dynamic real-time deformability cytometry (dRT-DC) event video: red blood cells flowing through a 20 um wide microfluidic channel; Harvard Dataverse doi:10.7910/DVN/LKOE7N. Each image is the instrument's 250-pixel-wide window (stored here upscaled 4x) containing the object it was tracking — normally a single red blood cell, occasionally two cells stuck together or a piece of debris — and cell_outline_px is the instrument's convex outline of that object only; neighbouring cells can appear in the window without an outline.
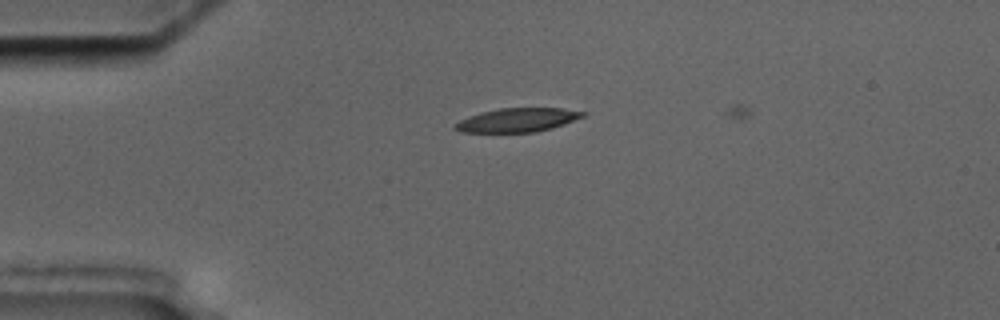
{"species": "common noctule bat (a hibernating species)", "species_latin": "Nyctalus noctula", "temperature_condition": "cold", "stored_images_in_passage": 54, "camera_frame_rate_fps": 3000, "um_per_image_px": 0.085, "animal": {"sex": "male", "body_mass_g": 17.5, "forearm_length_mm": 52.3}, "frame": {"image": 1, "passage_image": 11, "time_ms": 3.333, "image_size_px": [1000, 320], "cell_outline_px": [[588, 112], [584, 116], [564, 124], [552, 128], [536, 132], [460, 132], [452, 128], [452, 124], [468, 116], [480, 112], [500, 108], [564, 108]], "centroid_in_image_um": [43.96, 10.2], "position_along_channel_um": 41.0, "area_um2": 17.92}}
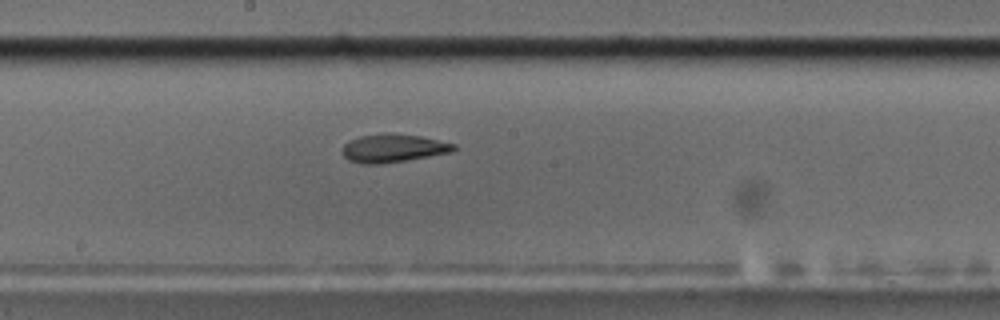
{"frame": {"image": 2, "passage_image": 28, "time_ms": 9.0, "image_size_px": [1000, 320], "cell_outline_px": [[456, 148], [452, 152], [380, 164], [364, 164], [348, 160], [340, 152], [340, 148], [348, 140], [360, 136], [384, 132], [420, 136], [456, 144]], "centroid_in_image_um": [33.35, 12.58], "position_along_channel_um": 214.8, "area_um2": 18.44}}
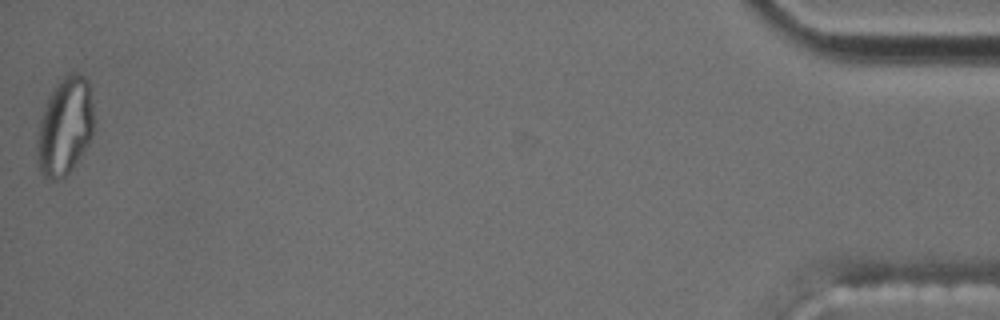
{"frame": {"image": 3, "passage_image": 54, "time_ms": 17.667, "image_size_px": [1000, 320], "cell_outline_px": [[96, 120], [92, 136], [88, 144], [72, 168], [64, 176], [52, 180], [44, 176], [40, 172], [40, 120], [48, 100], [52, 92], [60, 80], [68, 72], [76, 72], [84, 76], [88, 80]], "centroid_in_image_um": [5.61, 10.68], "position_along_channel_um": 429.6, "area_um2": 31.5}, "authors_computed_cell_mechanics": {"area_um2": 18.3226, "velocity_mm_per_s": 3.5479, "shape_relaxation_time_tau1_ms": null, "shape_relaxation_time_tau2_ms": 7.8877, "deformation_change_tau1": null, "deformation_change_tau2": 0.1367}}